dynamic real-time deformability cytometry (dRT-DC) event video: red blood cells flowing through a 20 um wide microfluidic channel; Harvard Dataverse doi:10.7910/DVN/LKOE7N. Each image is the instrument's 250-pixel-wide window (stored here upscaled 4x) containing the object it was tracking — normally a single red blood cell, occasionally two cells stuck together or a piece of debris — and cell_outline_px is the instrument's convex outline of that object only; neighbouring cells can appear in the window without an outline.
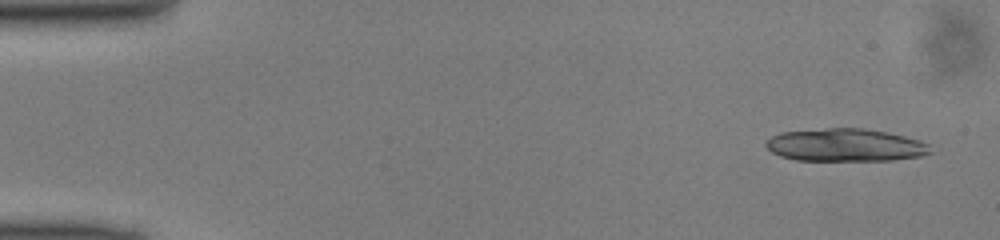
{"species": "common noctule bat (a hibernating species)", "species_latin": "Nyctalus noctula", "temperature_condition": "cold", "stored_images_in_passage": 20, "camera_frame_rate_fps": 3000, "um_per_image_px": 0.085, "animal": {"sex": "male", "body_mass_g": 13.0, "forearm_length_mm": 53.1}, "frame": {"image": 1, "passage_image": 3, "time_ms": 0.667, "image_size_px": [1000, 240], "cell_outline_px": [[932, 152], [920, 156], [892, 160], [796, 160], [780, 156], [772, 152], [764, 144], [772, 136], [780, 132], [828, 128], [864, 128], [888, 132], [920, 140], [928, 144]], "centroid_in_image_um": [71.86, 12.33], "position_along_channel_um": 13.1, "area_um2": 31.33}}
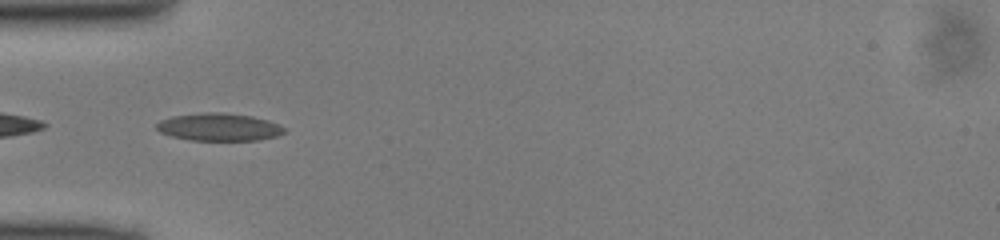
{"frame": {"image": 2, "passage_image": 16, "time_ms": 5.0, "image_size_px": [1000, 240], "cell_outline_px": [[288, 132], [276, 136], [260, 140], [188, 140], [172, 136], [160, 132], [156, 128], [156, 124], [160, 120], [172, 116], [204, 112], [224, 112], [252, 116], [268, 120], [280, 124], [288, 128]], "centroid_in_image_um": [18.67, 10.79], "position_along_channel_um": 66.3, "area_um2": 20.87}}